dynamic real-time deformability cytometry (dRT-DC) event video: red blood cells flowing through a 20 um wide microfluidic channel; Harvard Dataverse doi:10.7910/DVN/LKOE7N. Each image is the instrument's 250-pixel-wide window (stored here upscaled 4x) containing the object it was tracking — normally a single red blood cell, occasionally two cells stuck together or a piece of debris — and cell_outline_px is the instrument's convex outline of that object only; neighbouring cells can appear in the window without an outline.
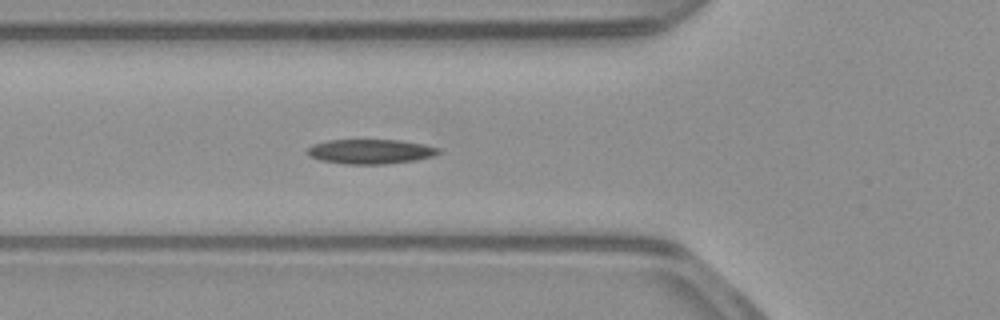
{"species": "common noctule bat (a hibernating species)", "species_latin": "Nyctalus noctula", "temperature_condition": "warm", "stored_images_in_passage": 37, "camera_frame_rate_fps": 3000, "um_per_image_px": 0.085, "animal": {"sex": "male", "body_mass_g": 23.1, "forearm_length_mm": 52.7}, "frame": {"image": 1, "passage_image": 7, "time_ms": 2.0, "image_size_px": [1000, 320], "cell_outline_px": [[440, 152], [432, 156], [416, 160], [388, 164], [344, 164], [320, 160], [308, 156], [308, 148], [312, 144], [328, 140], [396, 140], [424, 144], [440, 148]], "centroid_in_image_um": [31.47, 12.88], "position_along_channel_um": 94.3, "area_um2": 18.84}}
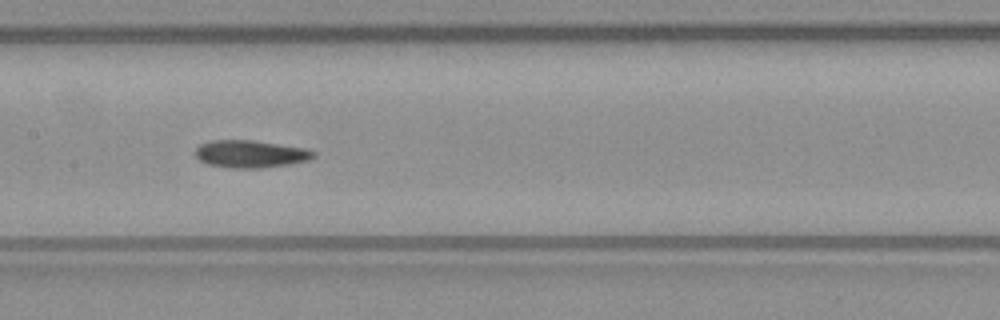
{"frame": {"image": 2, "passage_image": 14, "time_ms": 4.333, "image_size_px": [1000, 320], "cell_outline_px": [[316, 156], [308, 160], [292, 164], [260, 168], [228, 168], [208, 164], [200, 160], [196, 156], [196, 148], [200, 144], [212, 140], [252, 140], [304, 148], [316, 152]], "centroid_in_image_um": [21.3, 13.09], "position_along_channel_um": 186.1, "area_um2": 18.9}}
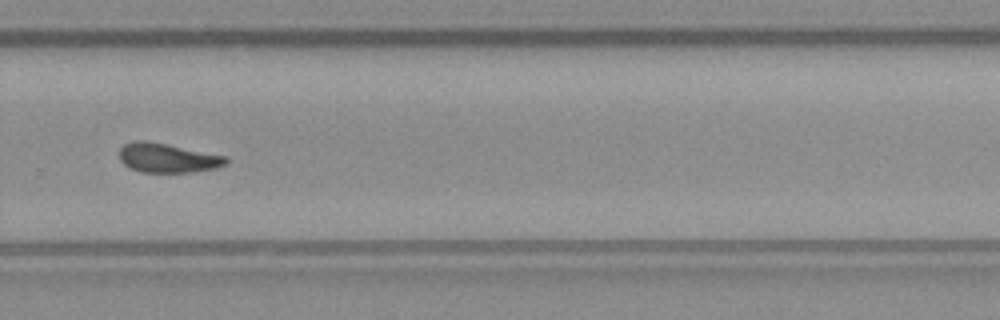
{"frame": {"image": 3, "passage_image": 24, "time_ms": 7.667, "image_size_px": [1000, 320], "cell_outline_px": [[228, 164], [216, 168], [192, 172], [140, 172], [128, 168], [120, 160], [120, 148], [124, 144], [136, 140], [148, 140], [228, 156]], "centroid_in_image_um": [14.26, 13.42], "position_along_channel_um": 315.5, "area_um2": 18.5}}